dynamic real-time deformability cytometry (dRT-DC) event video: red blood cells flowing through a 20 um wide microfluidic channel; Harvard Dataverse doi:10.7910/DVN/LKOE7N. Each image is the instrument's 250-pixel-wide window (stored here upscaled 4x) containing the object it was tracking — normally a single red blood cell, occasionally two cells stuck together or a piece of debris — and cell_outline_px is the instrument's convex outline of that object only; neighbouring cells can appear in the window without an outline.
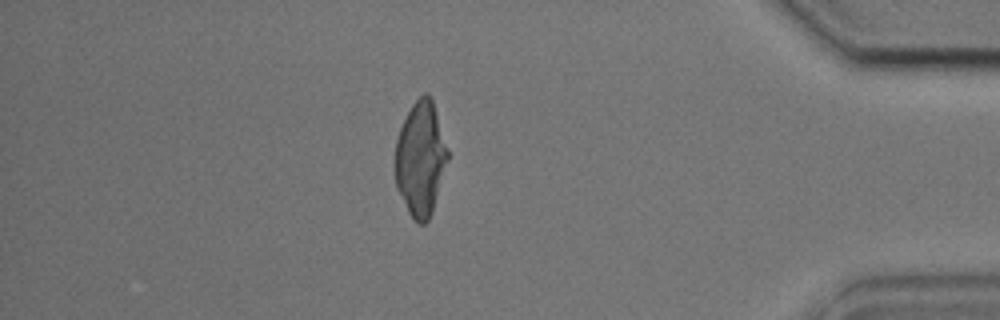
{"species": "common noctule bat (a hibernating species)", "species_latin": "Nyctalus noctula", "temperature_condition": "cold", "stored_images_in_passage": 40, "camera_frame_rate_fps": 3000, "um_per_image_px": 0.085, "animal": {"sex": "male", "body_mass_g": 17.9, "forearm_length_mm": 54.2}, "frame": {"image": 1, "passage_image": 37, "time_ms": 12.0, "image_size_px": [1000, 320], "cell_outline_px": [[448, 160], [432, 212], [428, 220], [424, 224], [420, 224], [412, 220], [396, 188], [392, 164], [396, 140], [400, 128], [412, 104], [424, 92], [428, 92], [432, 100], [448, 148]], "centroid_in_image_um": [35.71, 13.52], "position_along_channel_um": 399.5, "area_um2": 35.55}}